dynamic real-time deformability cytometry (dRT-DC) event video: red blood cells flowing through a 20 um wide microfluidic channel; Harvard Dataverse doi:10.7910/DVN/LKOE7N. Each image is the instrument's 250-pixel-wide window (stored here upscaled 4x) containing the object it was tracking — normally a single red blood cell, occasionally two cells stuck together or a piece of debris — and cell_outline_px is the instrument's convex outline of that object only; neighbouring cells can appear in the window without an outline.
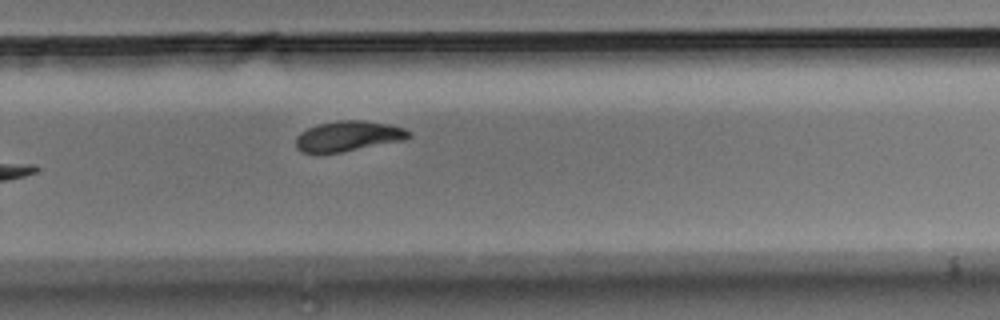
{"species": "Egyptian fruit bat (a non-hibernating species)", "species_latin": "Rousettus aegyptiacus", "temperature_condition": "room temperature", "stored_images_in_passage": 8, "segment_of_instrument_passage": [1, 2], "camera_frame_rate_fps": 3000, "um_per_image_px": 0.085, "animal": {"sex": "male"}, "frame": {"image": 1, "passage_image": 7, "time_ms": 2.0, "image_size_px": [1000, 320], "cell_outline_px": [[412, 136], [404, 140], [340, 152], [300, 152], [296, 148], [296, 136], [300, 132], [316, 124], [336, 120], [364, 120], [388, 124], [404, 128], [412, 132]], "centroid_in_image_um": [29.6, 11.55], "position_along_channel_um": 300.2, "area_um2": 19.94}}